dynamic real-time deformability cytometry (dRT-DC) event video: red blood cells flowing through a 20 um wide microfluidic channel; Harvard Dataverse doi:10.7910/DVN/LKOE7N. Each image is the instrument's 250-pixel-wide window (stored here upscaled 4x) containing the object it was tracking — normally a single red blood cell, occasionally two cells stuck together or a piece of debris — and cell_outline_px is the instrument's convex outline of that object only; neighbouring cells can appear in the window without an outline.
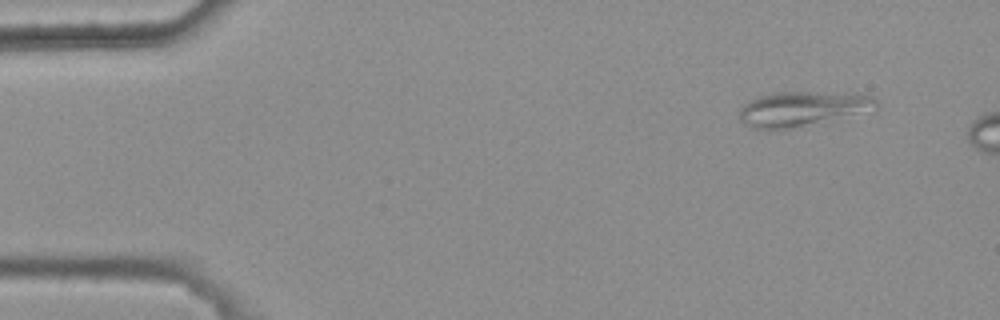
{"species": "common noctule bat (a hibernating species)", "species_latin": "Nyctalus noctula", "temperature_condition": "warm", "stored_images_in_passage": 3, "camera_frame_rate_fps": 3000, "um_per_image_px": 0.085, "animal": {"sex": "female", "body_mass_g": 25.1}, "frame": {"image": 1, "passage_image": 1, "time_ms": 0.0, "image_size_px": [1000, 320], "cell_outline_px": [[876, 108], [788, 128], [752, 128], [744, 124], [740, 120], [736, 112], [744, 104], [760, 96], [776, 92], [856, 92], [872, 96], [876, 100]], "centroid_in_image_um": [68.13, 9.2], "position_along_channel_um": 16.9, "area_um2": 26.93}}